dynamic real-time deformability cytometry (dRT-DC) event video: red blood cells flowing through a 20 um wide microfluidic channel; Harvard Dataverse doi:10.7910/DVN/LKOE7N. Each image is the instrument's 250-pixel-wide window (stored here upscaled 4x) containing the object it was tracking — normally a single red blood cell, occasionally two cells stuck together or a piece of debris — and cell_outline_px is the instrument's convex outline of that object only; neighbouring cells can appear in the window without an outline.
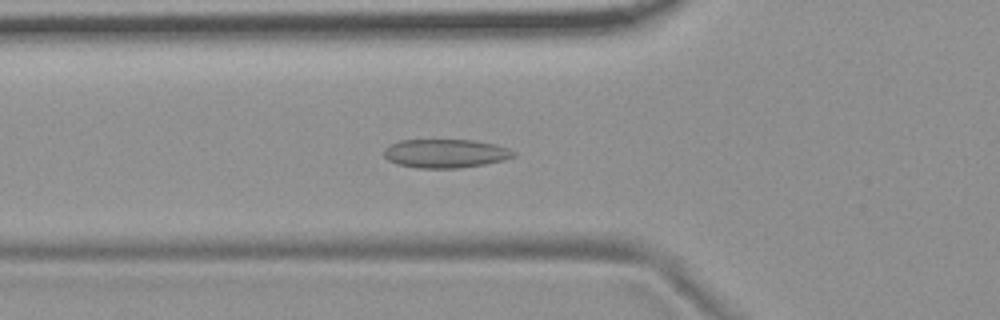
{"species": "common noctule bat (a hibernating species)", "species_latin": "Nyctalus noctula", "temperature_condition": "room temperature", "stored_images_in_passage": 47, "camera_frame_rate_fps": 3000, "um_per_image_px": 0.085, "animal": {"sex": "female", "body_mass_g": 19.9}, "frame": {"image": 1, "passage_image": 12, "time_ms": 3.667, "image_size_px": [1000, 320], "cell_outline_px": [[516, 156], [504, 160], [484, 164], [460, 168], [416, 168], [396, 164], [388, 160], [384, 156], [384, 148], [400, 140], [472, 140], [496, 144], [508, 148], [516, 152]], "centroid_in_image_um": [37.87, 13.05], "position_along_channel_um": 87.9, "area_um2": 21.79}}
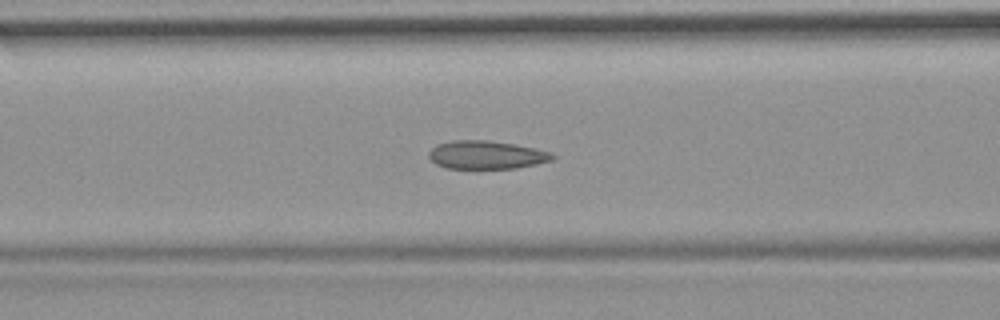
{"frame": {"image": 2, "passage_image": 15, "time_ms": 4.667, "image_size_px": [1000, 320], "cell_outline_px": [[556, 156], [552, 160], [536, 164], [516, 168], [444, 168], [436, 164], [428, 156], [428, 152], [436, 144], [452, 140], [488, 140], [536, 148], [552, 152]], "centroid_in_image_um": [41.34, 13.16], "position_along_channel_um": 125.3, "area_um2": 20.4}}
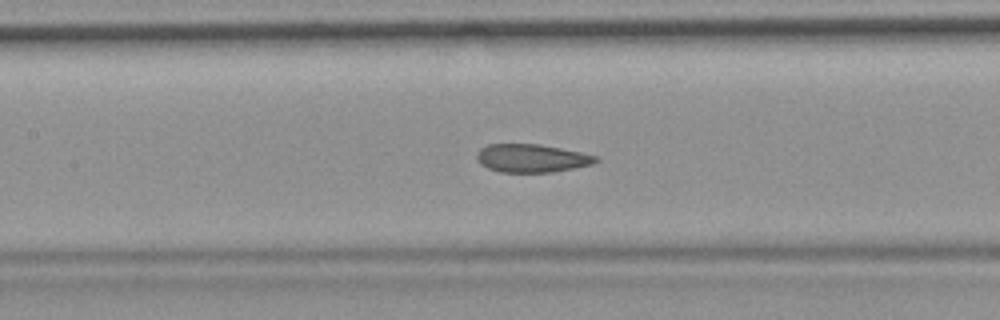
{"frame": {"image": 3, "passage_image": 18, "time_ms": 5.667, "image_size_px": [1000, 320], "cell_outline_px": [[600, 160], [592, 164], [552, 172], [500, 172], [488, 168], [480, 164], [476, 160], [476, 152], [480, 148], [488, 144], [540, 144], [580, 152], [596, 156]], "centroid_in_image_um": [45.14, 13.44], "position_along_channel_um": 162.3, "area_um2": 19.54}, "authors_computed_cell_mechanics": {"area_um2": 20.7502, "velocity_mm_per_s": 3.6982, "shape_relaxation_time_tau1_ms": null, "shape_relaxation_time_tau2_ms": 1.3096, "deformation_change_tau1": null, "deformation_change_tau2": 0.0776}}